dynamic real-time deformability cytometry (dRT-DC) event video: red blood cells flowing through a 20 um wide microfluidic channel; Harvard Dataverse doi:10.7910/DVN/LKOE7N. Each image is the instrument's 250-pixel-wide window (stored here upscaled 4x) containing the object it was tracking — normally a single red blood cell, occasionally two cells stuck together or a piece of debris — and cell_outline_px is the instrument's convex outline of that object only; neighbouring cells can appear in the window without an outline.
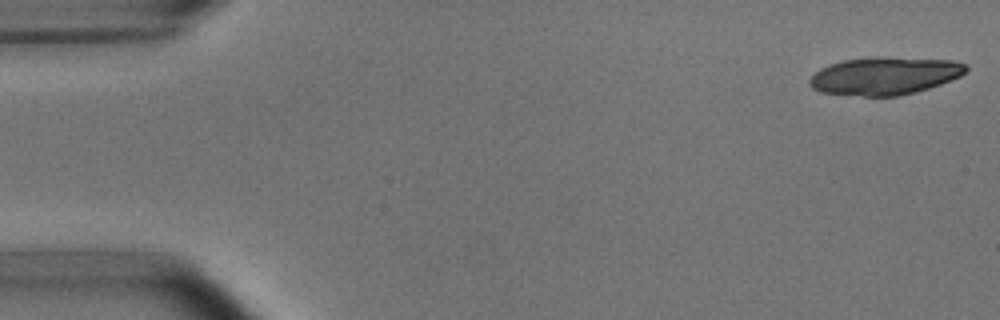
{"species": "common noctule bat (a hibernating species)", "species_latin": "Nyctalus noctula", "temperature_condition": "room temperature", "stored_images_in_passage": 17, "camera_frame_rate_fps": 3000, "um_per_image_px": 0.085, "animal": {"sex": "male", "body_mass_g": 15.6}, "frame": {"image": 1, "passage_image": 1, "time_ms": 0.0, "image_size_px": [1000, 320], "cell_outline_px": [[968, 68], [960, 76], [940, 84], [916, 92], [900, 96], [864, 96], [820, 92], [812, 88], [808, 84], [808, 80], [820, 68], [828, 64], [844, 60], [952, 60], [964, 64]], "centroid_in_image_um": [75.14, 6.51], "position_along_channel_um": 9.9, "area_um2": 32.89}}